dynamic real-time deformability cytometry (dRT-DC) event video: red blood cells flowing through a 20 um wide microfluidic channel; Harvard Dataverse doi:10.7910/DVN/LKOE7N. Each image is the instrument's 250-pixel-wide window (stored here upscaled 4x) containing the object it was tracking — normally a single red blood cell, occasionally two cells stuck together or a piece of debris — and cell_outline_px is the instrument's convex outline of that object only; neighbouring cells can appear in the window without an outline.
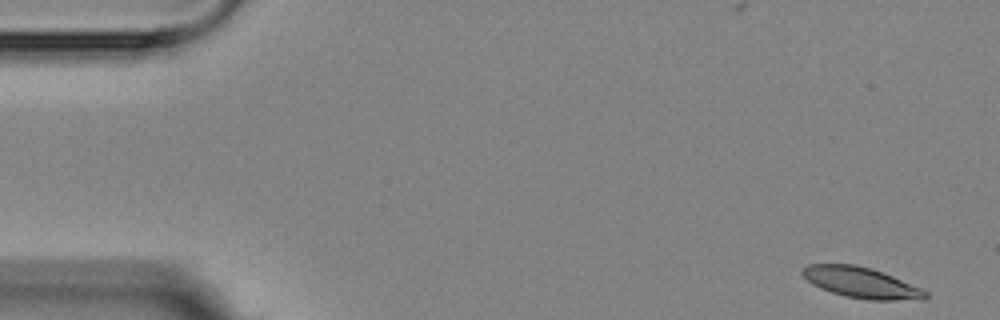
{"species": "Egyptian fruit bat (a non-hibernating species)", "species_latin": "Rousettus aegyptiacus", "temperature_condition": "room temperature", "stored_images_in_passage": 6, "camera_frame_rate_fps": 3000, "um_per_image_px": 0.085, "animal": {"sex": "female"}, "frame": {"image": 1, "passage_image": 1, "time_ms": 0.0, "image_size_px": [1000, 320], "cell_outline_px": [[928, 296], [924, 300], [868, 300], [844, 296], [820, 288], [812, 284], [800, 272], [808, 264], [856, 264], [872, 268], [892, 276], [920, 288], [928, 292]], "centroid_in_image_um": [73.21, 24.03], "position_along_channel_um": 11.8, "area_um2": 22.02}}
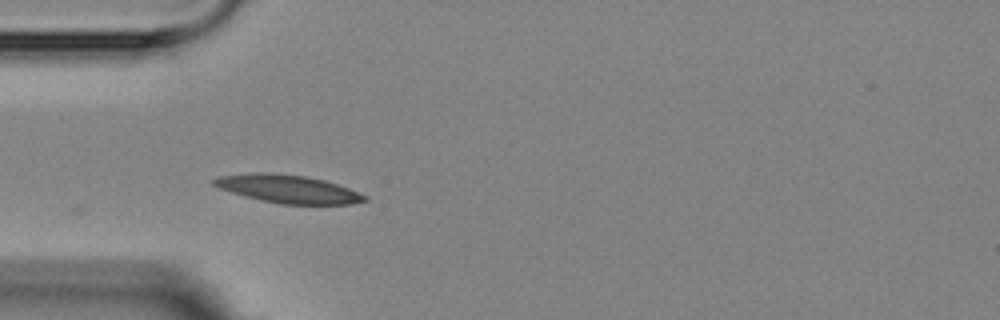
{"frame": {"image": 2, "passage_image": 5, "time_ms": 4.667, "image_size_px": [1000, 320], "cell_outline_px": [[368, 200], [352, 204], [280, 204], [260, 200], [244, 196], [220, 188], [212, 184], [208, 180], [220, 176], [252, 172], [268, 172], [304, 176], [324, 180], [348, 188], [368, 196]], "centroid_in_image_um": [24.45, 16.06], "position_along_channel_um": 60.5, "area_um2": 24.68}}